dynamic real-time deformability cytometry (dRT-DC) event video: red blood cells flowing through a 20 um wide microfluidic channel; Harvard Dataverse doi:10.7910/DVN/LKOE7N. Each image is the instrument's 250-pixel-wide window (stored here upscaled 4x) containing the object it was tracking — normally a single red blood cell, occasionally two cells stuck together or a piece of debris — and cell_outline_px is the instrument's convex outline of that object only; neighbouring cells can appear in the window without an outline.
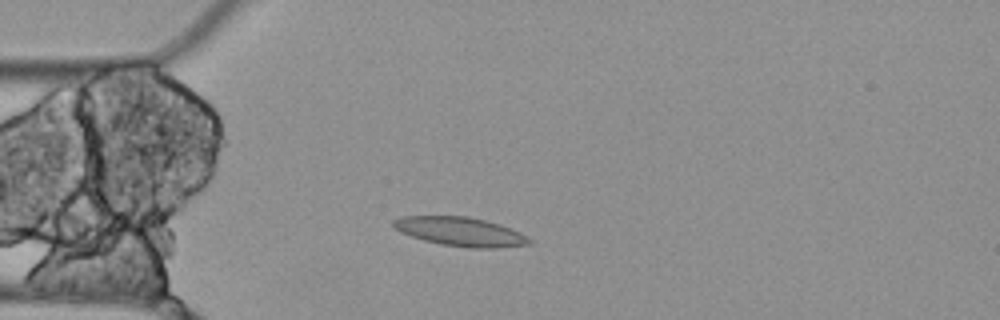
{"species": "Egyptian fruit bat (a non-hibernating species)", "species_latin": "Rousettus aegyptiacus", "temperature_condition": "cold", "stored_images_in_passage": 8, "camera_frame_rate_fps": 3000, "um_per_image_px": 0.085, "animal": {"sex": "female"}, "frame": {"image": 1, "passage_image": 3, "time_ms": 0.667, "image_size_px": [1000, 320], "cell_outline_px": [[532, 244], [496, 248], [468, 248], [440, 244], [424, 240], [400, 232], [392, 224], [392, 220], [404, 216], [468, 216], [500, 224], [520, 232], [532, 240]], "centroid_in_image_um": [39.16, 19.69], "position_along_channel_um": 45.8, "area_um2": 22.95}}
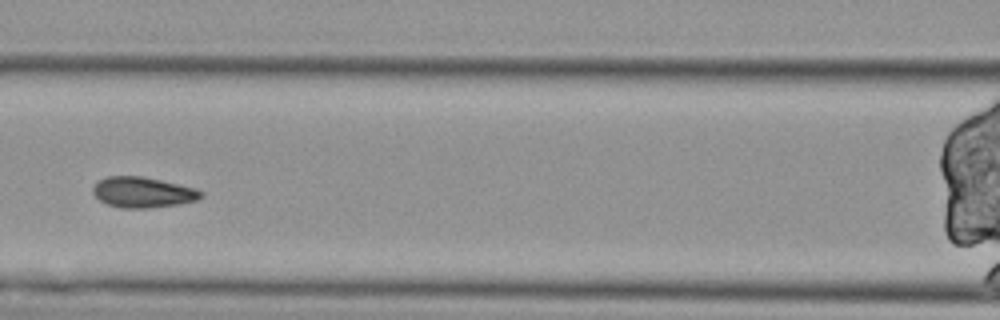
{"frame": {"image": 2, "passage_image": 6, "time_ms": 1.667, "image_size_px": [1000, 320], "cell_outline_px": [[204, 196], [200, 200], [180, 204], [148, 208], [120, 208], [108, 204], [100, 200], [92, 192], [92, 188], [100, 180], [108, 176], [140, 176], [160, 180], [196, 188], [204, 192]], "centroid_in_image_um": [12.19, 16.35], "position_along_channel_um": 154.4, "area_um2": 19.31}}
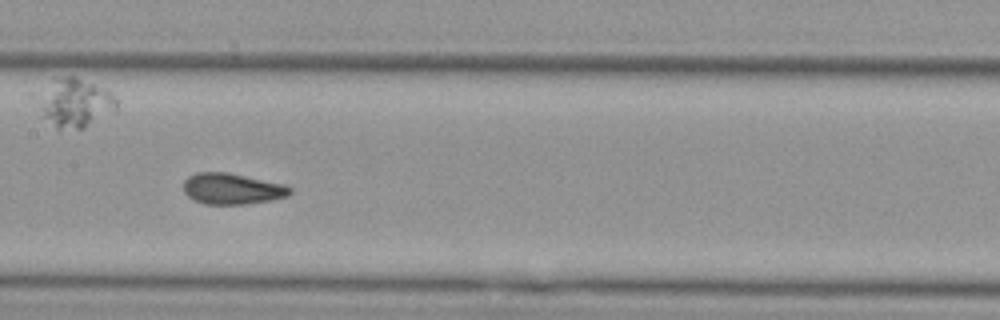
{"frame": {"image": 3, "passage_image": 7, "time_ms": 2.0, "image_size_px": [1000, 320], "cell_outline_px": [[292, 192], [288, 196], [272, 200], [244, 204], [204, 204], [188, 196], [184, 192], [184, 180], [188, 176], [196, 172], [228, 172], [284, 184], [292, 188]], "centroid_in_image_um": [19.74, 16.04], "position_along_channel_um": 187.7, "area_um2": 19.31}}